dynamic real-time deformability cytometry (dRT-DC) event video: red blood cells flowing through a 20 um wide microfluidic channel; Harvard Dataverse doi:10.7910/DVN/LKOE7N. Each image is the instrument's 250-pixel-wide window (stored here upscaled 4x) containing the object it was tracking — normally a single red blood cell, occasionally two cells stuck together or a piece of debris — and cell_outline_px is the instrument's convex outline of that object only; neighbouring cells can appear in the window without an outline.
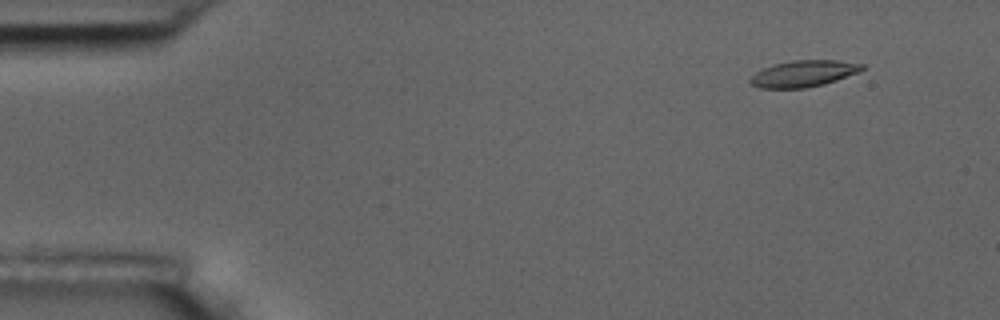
{"species": "common noctule bat (a hibernating species)", "species_latin": "Nyctalus noctula", "temperature_condition": "room temperature", "stored_images_in_passage": 4, "camera_frame_rate_fps": 3000, "um_per_image_px": 0.085, "animal": {"sex": "male", "body_mass_g": 17.5, "forearm_length_mm": 52.3}, "frame": {"image": 1, "passage_image": 2, "time_ms": 1.333, "image_size_px": [1000, 320], "cell_outline_px": [[864, 68], [860, 72], [824, 84], [804, 88], [760, 88], [752, 84], [748, 80], [756, 72], [764, 68], [776, 64], [792, 60], [836, 60], [864, 64]], "centroid_in_image_um": [68.32, 6.25], "position_along_channel_um": 16.7, "area_um2": 17.11}}